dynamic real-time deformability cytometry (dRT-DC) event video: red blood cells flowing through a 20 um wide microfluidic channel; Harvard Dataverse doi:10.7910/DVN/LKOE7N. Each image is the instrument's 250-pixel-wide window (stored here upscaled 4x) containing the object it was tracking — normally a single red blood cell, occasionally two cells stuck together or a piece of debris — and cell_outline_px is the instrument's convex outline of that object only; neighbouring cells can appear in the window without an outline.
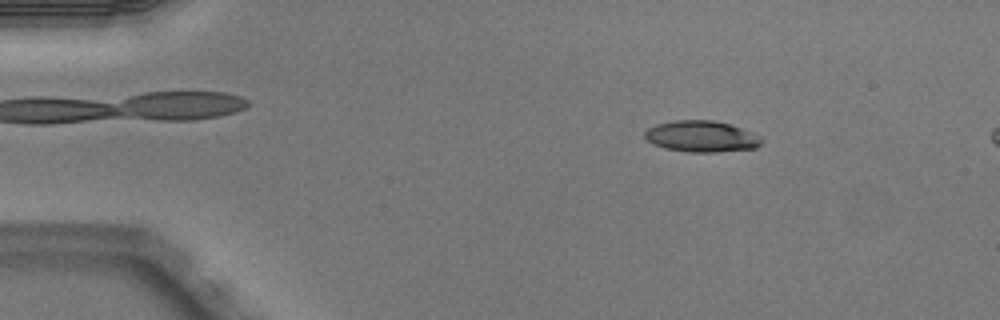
{"species": "Egyptian fruit bat (a non-hibernating species)", "species_latin": "Rousettus aegyptiacus", "temperature_condition": "warm", "stored_images_in_passage": 3, "camera_frame_rate_fps": 3000, "um_per_image_px": 0.085, "animal": {"sex": "male"}, "frame": {"image": 1, "passage_image": 1, "time_ms": 0.0, "image_size_px": [1000, 320], "cell_outline_px": [[764, 140], [756, 148], [716, 152], [688, 152], [664, 148], [652, 144], [644, 140], [644, 132], [648, 128], [656, 124], [676, 120], [712, 120], [728, 124], [752, 132], [760, 136]], "centroid_in_image_um": [59.59, 11.6], "position_along_channel_um": 25.4, "area_um2": 21.39}}